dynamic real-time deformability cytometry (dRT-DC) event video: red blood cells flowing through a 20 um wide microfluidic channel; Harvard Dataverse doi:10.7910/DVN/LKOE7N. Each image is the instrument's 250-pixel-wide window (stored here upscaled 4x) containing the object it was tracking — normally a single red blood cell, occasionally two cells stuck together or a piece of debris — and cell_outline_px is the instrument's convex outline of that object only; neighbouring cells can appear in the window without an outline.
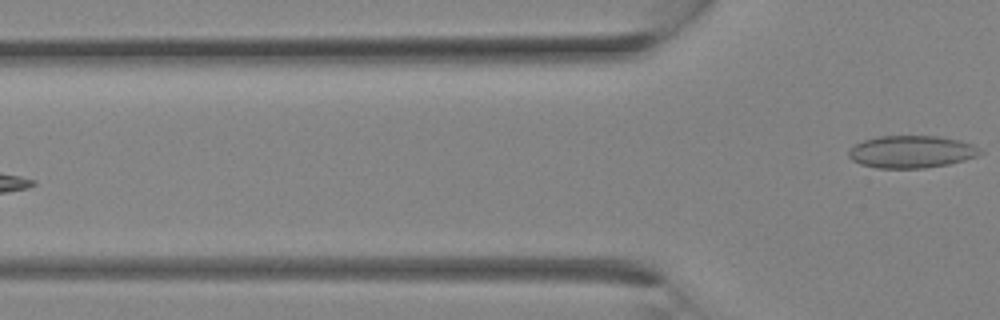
{"species": "Egyptian fruit bat (a non-hibernating species)", "species_latin": "Rousettus aegyptiacus", "temperature_condition": "room temperature", "stored_images_in_passage": 3, "camera_frame_rate_fps": 3000, "um_per_image_px": 0.085, "animal": {"sex": "female"}, "frame": {"image": 1, "passage_image": 3, "time_ms": 2.333, "image_size_px": [1000, 320], "cell_outline_px": [[984, 152], [976, 156], [964, 160], [948, 164], [924, 168], [876, 168], [860, 164], [852, 160], [848, 156], [848, 152], [856, 144], [864, 140], [880, 136], [940, 136], [960, 140], [972, 144], [980, 148]], "centroid_in_image_um": [77.49, 12.9], "position_along_channel_um": 48.3, "area_um2": 24.8}}